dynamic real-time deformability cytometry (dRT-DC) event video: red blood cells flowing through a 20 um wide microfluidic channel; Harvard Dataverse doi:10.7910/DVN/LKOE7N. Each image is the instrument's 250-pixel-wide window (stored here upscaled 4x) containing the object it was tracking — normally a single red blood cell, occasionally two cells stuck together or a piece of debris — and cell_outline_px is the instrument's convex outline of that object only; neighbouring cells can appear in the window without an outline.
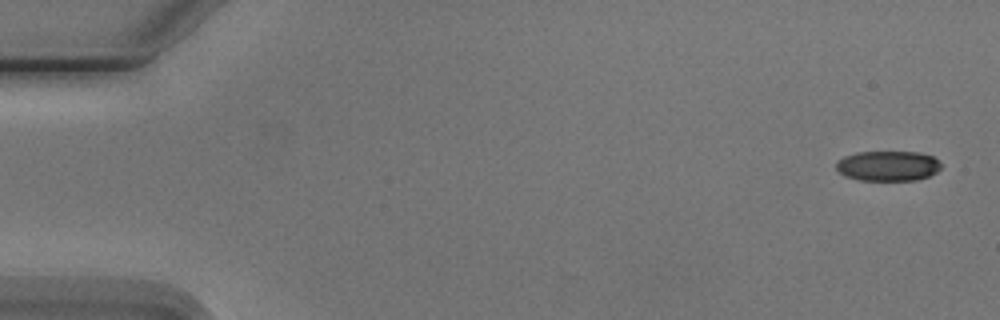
{"species": "Egyptian fruit bat (a non-hibernating species)", "species_latin": "Rousettus aegyptiacus", "temperature_condition": "cold", "stored_images_in_passage": 5, "camera_frame_rate_fps": 3000, "um_per_image_px": 0.085, "animal": {"sex": "male"}, "frame": {"image": 1, "passage_image": 1, "time_ms": 0.0, "image_size_px": [1000, 320], "cell_outline_px": [[940, 168], [936, 172], [928, 176], [916, 180], [860, 180], [844, 176], [836, 168], [836, 160], [844, 156], [856, 152], [920, 152], [932, 156], [940, 160]], "centroid_in_image_um": [75.46, 14.09], "position_along_channel_um": 9.5, "area_um2": 18.5}}
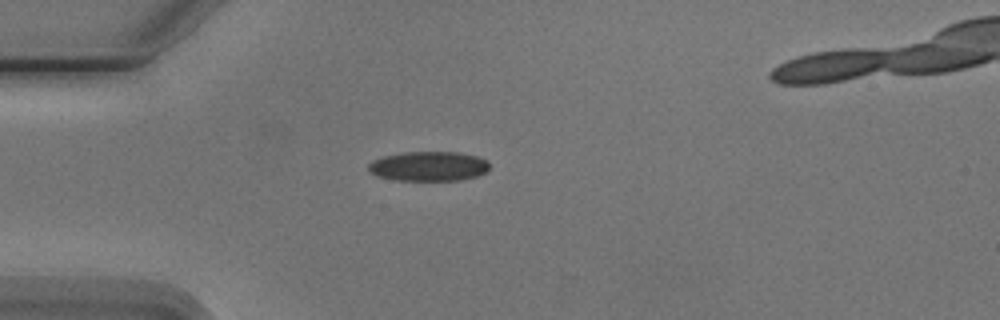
{"frame": {"image": 2, "passage_image": 4, "time_ms": 4.333, "image_size_px": [1000, 320], "cell_outline_px": [[488, 172], [476, 176], [460, 180], [396, 180], [376, 176], [368, 168], [368, 164], [372, 160], [384, 156], [404, 152], [456, 152], [476, 156], [488, 160]], "centroid_in_image_um": [36.44, 14.13], "position_along_channel_um": 48.6, "area_um2": 20.87}}